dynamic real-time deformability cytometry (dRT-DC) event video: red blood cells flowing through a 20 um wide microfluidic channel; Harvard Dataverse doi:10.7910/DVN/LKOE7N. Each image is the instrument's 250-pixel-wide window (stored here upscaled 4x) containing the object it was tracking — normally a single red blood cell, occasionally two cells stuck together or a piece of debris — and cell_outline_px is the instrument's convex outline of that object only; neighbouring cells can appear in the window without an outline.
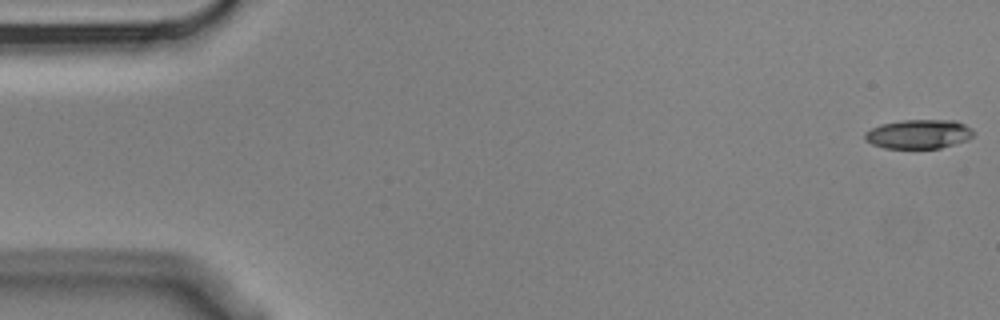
{"species": "Egyptian fruit bat (a non-hibernating species)", "species_latin": "Rousettus aegyptiacus", "temperature_condition": "cold", "stored_images_in_passage": 7, "camera_frame_rate_fps": 3000, "um_per_image_px": 0.085, "animal": {"sex": "male"}, "frame": {"image": 1, "passage_image": 1, "time_ms": 0.0, "image_size_px": [1000, 320], "cell_outline_px": [[976, 132], [968, 140], [940, 148], [884, 148], [872, 144], [864, 140], [864, 132], [880, 124], [904, 120], [956, 120], [972, 128]], "centroid_in_image_um": [78.1, 11.39], "position_along_channel_um": 6.9, "area_um2": 18.61}}
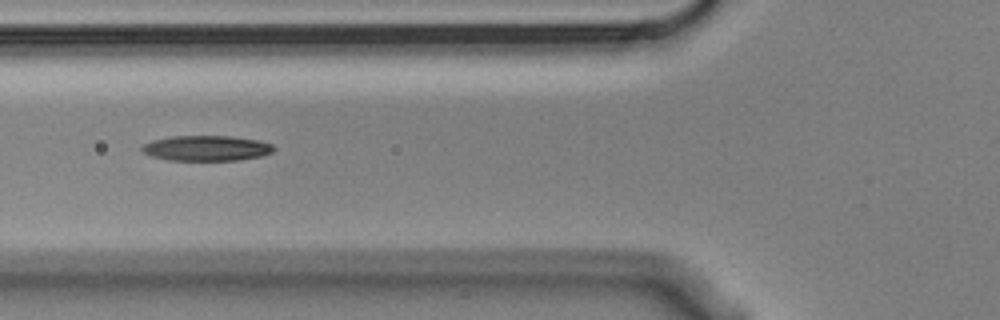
{"frame": {"image": 2, "passage_image": 6, "time_ms": 1.667, "image_size_px": [1000, 320], "cell_outline_px": [[276, 148], [272, 152], [260, 156], [236, 160], [168, 160], [152, 156], [144, 152], [140, 148], [144, 144], [152, 140], [172, 136], [232, 136], [256, 140], [272, 144]], "centroid_in_image_um": [17.54, 12.59], "position_along_channel_um": 108.3, "area_um2": 19.31}}
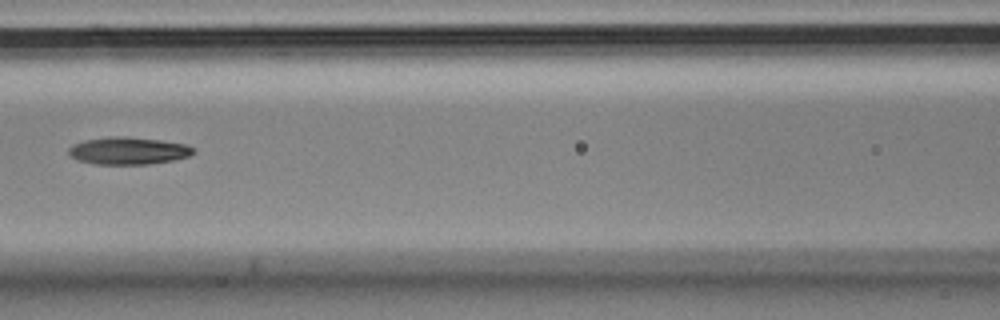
{"frame": {"image": 3, "passage_image": 7, "time_ms": 2.0, "image_size_px": [1000, 320], "cell_outline_px": [[196, 152], [188, 156], [172, 160], [148, 164], [96, 164], [76, 160], [68, 152], [68, 148], [72, 144], [84, 140], [112, 136], [124, 136], [160, 140], [184, 144], [192, 148]], "centroid_in_image_um": [10.86, 12.81], "position_along_channel_um": 155.7, "area_um2": 19.77}}